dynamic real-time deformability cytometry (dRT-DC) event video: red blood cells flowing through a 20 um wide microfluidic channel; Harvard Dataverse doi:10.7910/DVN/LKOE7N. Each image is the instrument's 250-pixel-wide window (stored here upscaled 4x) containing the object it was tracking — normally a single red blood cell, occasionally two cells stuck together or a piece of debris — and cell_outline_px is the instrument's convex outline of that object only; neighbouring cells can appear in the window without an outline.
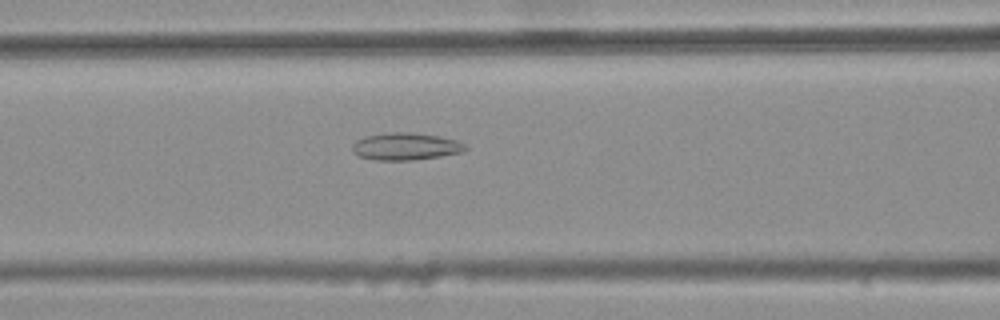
{"species": "common noctule bat (a hibernating species)", "species_latin": "Nyctalus noctula", "temperature_condition": "warm", "stored_images_in_passage": 41, "camera_frame_rate_fps": 3000, "um_per_image_px": 0.085, "animal": {"sex": "female", "body_mass_g": 25.1}, "frame": {"image": 1, "passage_image": 14, "time_ms": 4.333, "image_size_px": [1000, 320], "cell_outline_px": [[468, 148], [464, 152], [440, 156], [412, 160], [376, 160], [360, 156], [352, 152], [352, 144], [356, 140], [364, 136], [392, 132], [408, 132], [440, 136], [456, 140], [464, 144]], "centroid_in_image_um": [34.47, 12.44], "position_along_channel_um": 132.1, "area_um2": 17.98}}
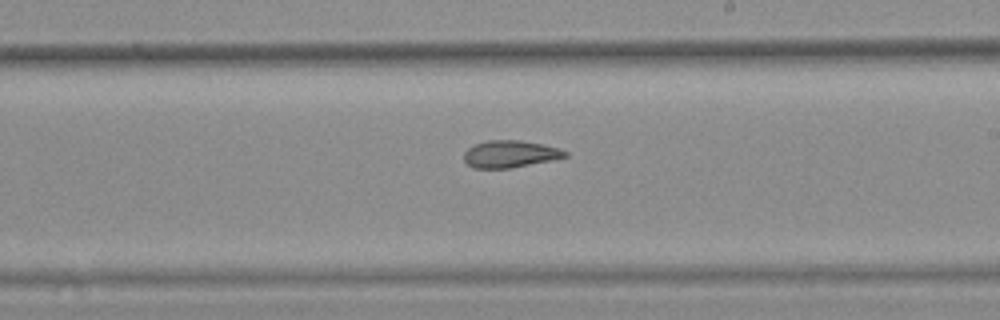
{"frame": {"image": 2, "passage_image": 23, "time_ms": 7.333, "image_size_px": [1000, 320], "cell_outline_px": [[568, 156], [552, 160], [508, 168], [472, 168], [464, 160], [464, 152], [472, 144], [488, 140], [520, 140], [560, 148], [568, 152]], "centroid_in_image_um": [43.33, 13.08], "position_along_channel_um": 245.7, "area_um2": 15.95}}
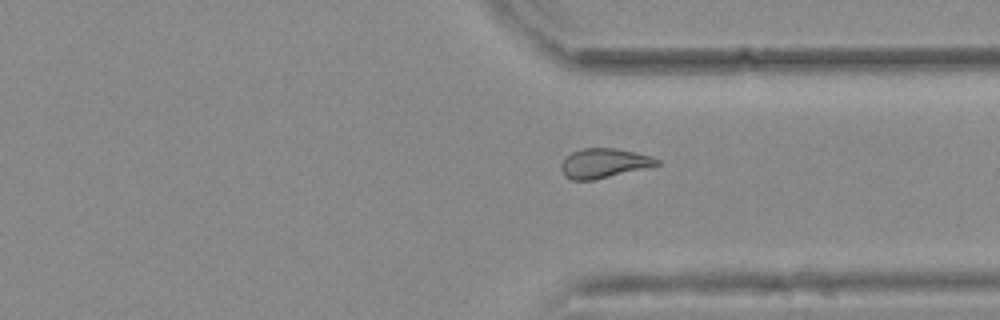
{"frame": {"image": 3, "passage_image": 32, "time_ms": 10.333, "image_size_px": [1000, 320], "cell_outline_px": [[660, 164], [592, 180], [572, 180], [564, 176], [560, 168], [560, 164], [572, 152], [584, 148], [616, 148], [652, 156], [660, 160]], "centroid_in_image_um": [51.3, 13.86], "position_along_channel_um": 360.1, "area_um2": 16.18}, "authors_computed_cell_mechanics": {"area_um2": 16.9354, "velocity_mm_per_s": 3.8062, "shape_relaxation_time_tau1_ms": null, "shape_relaxation_time_tau2_ms": 3.4445, "deformation_change_tau1": null, "deformation_change_tau2": 0.1042}}